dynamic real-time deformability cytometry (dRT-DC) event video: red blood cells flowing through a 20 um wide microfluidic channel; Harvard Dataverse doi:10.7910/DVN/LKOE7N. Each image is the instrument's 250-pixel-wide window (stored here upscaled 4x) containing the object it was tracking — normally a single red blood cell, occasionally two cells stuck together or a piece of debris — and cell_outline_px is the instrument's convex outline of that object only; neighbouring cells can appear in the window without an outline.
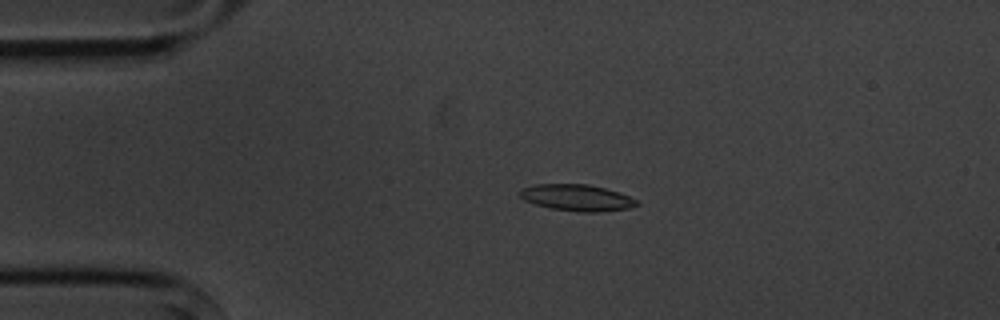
{"species": "common noctule bat (a hibernating species)", "species_latin": "Nyctalus noctula", "temperature_condition": "cold", "stored_images_in_passage": 5, "camera_frame_rate_fps": 3000, "um_per_image_px": 0.085, "animal": {"sex": "male", "body_mass_g": 20.1, "forearm_length_mm": 53.5}, "frame": {"image": 1, "passage_image": 4, "time_ms": 3.667, "image_size_px": [1000, 320], "cell_outline_px": [[640, 204], [628, 208], [600, 212], [580, 212], [552, 208], [536, 204], [524, 200], [520, 196], [520, 188], [536, 184], [588, 184], [620, 192], [636, 200]], "centroid_in_image_um": [49.03, 16.8], "position_along_channel_um": 36.0, "area_um2": 17.92}}